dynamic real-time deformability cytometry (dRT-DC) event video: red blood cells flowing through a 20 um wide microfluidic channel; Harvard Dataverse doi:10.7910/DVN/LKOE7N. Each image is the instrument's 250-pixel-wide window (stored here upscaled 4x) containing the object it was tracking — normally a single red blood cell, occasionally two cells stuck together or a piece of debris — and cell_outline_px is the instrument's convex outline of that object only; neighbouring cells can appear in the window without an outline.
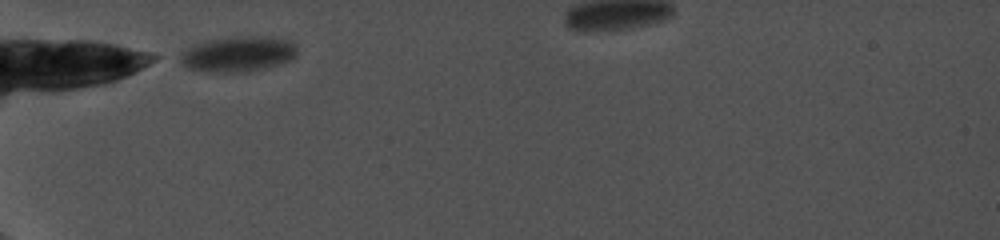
{"species": "common noctule bat (a hibernating species)", "species_latin": "Nyctalus noctula", "temperature_condition": "cold", "stored_images_in_passage": 32, "camera_frame_rate_fps": 5000, "um_per_image_px": 0.085, "animal": {"sex": "female", "body_mass_g": 19.0, "forearm_length_mm": 56.7}, "frame": {"image": 1, "passage_image": 1, "time_ms": 0.0, "image_size_px": [1000, 240], "cell_outline_px": [[296, 56], [292, 60], [280, 64], [248, 72], [204, 72], [188, 68], [180, 64], [172, 56], [196, 44], [228, 36], [260, 36], [292, 40], [296, 48]], "centroid_in_image_um": [20.16, 4.6], "position_along_channel_um": 64.8, "area_um2": 24.74}}
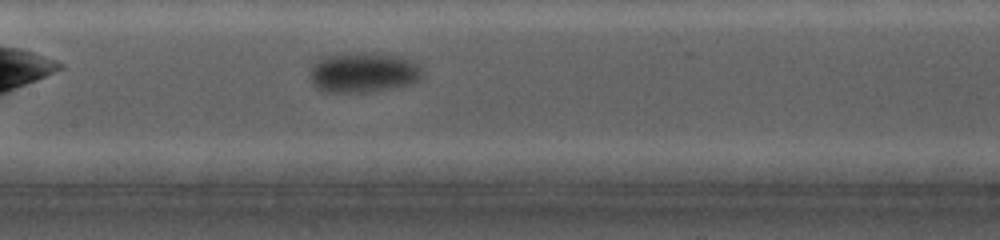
{"frame": {"image": 2, "passage_image": 12, "time_ms": 3.6, "image_size_px": [1000, 240], "cell_outline_px": [[420, 80], [412, 84], [396, 88], [364, 92], [324, 92], [316, 88], [312, 84], [312, 68], [324, 56], [336, 52], [372, 52], [392, 56], [408, 60], [416, 64], [420, 68]], "centroid_in_image_um": [30.85, 6.16], "position_along_channel_um": 176.5, "area_um2": 26.18}}
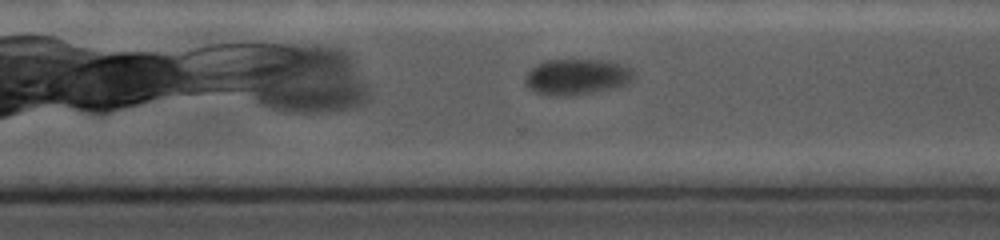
{"frame": {"image": 3, "passage_image": 24, "time_ms": 7.6, "image_size_px": [1000, 240], "cell_outline_px": [[636, 72], [632, 80], [628, 84], [616, 88], [564, 96], [560, 96], [536, 92], [524, 80], [524, 76], [532, 68], [548, 60], [608, 60], [628, 64]], "centroid_in_image_um": [49.15, 6.5], "position_along_channel_um": 321.4, "area_um2": 22.66}}